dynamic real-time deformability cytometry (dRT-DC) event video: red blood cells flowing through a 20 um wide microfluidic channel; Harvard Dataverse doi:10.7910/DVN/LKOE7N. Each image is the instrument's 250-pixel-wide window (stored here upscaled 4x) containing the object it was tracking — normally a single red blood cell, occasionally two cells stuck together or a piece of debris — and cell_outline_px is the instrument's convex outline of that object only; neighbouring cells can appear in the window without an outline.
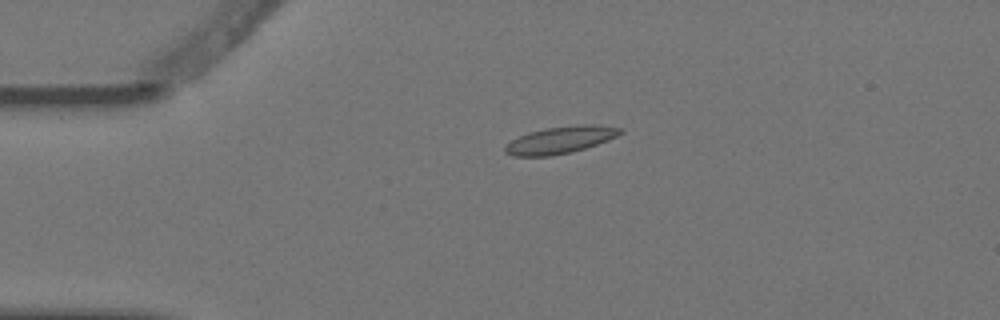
{"species": "Egyptian fruit bat (a non-hibernating species)", "species_latin": "Rousettus aegyptiacus", "temperature_condition": "warm", "stored_images_in_passage": 4, "camera_frame_rate_fps": 3000, "um_per_image_px": 0.085, "animal": {"sex": "female"}, "frame": {"image": 1, "passage_image": 3, "time_ms": 0.667, "image_size_px": [1000, 320], "cell_outline_px": [[624, 132], [608, 140], [572, 152], [552, 156], [512, 156], [504, 152], [504, 148], [512, 140], [528, 132], [544, 128], [580, 124], [596, 124], [620, 128]], "centroid_in_image_um": [47.62, 11.89], "position_along_channel_um": 37.4, "area_um2": 18.15}}